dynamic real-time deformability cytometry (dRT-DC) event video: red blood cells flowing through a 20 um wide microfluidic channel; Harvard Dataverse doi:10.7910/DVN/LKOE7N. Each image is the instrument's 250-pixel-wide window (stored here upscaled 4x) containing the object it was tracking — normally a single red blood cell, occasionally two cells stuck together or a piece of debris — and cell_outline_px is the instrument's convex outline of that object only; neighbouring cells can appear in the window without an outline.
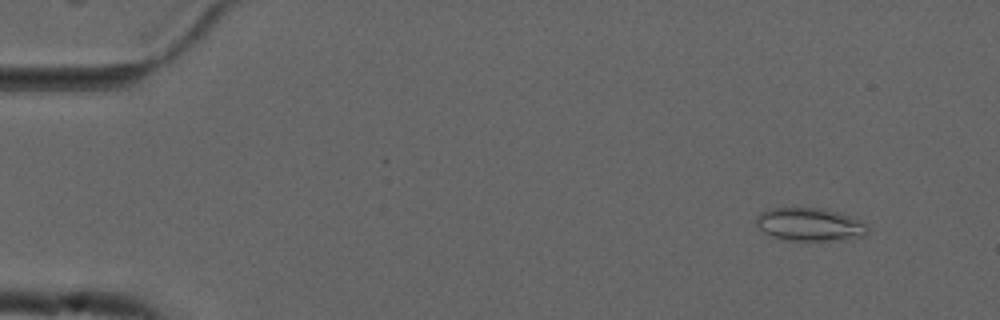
{"species": "common noctule bat (a hibernating species)", "species_latin": "Nyctalus noctula", "temperature_condition": "cold", "stored_images_in_passage": 55, "camera_frame_rate_fps": 3000, "um_per_image_px": 0.085, "animal": {"sex": "male", "forearm_length_mm": 52.5}, "frame": {"image": 1, "passage_image": 5, "time_ms": 1.333, "image_size_px": [1000, 320], "cell_outline_px": [[868, 228], [864, 236], [832, 240], [788, 240], [772, 236], [764, 232], [756, 224], [756, 216], [760, 212], [772, 208], [820, 208], [836, 212], [848, 216], [864, 224]], "centroid_in_image_um": [68.76, 19.07], "position_along_channel_um": 16.2, "area_um2": 20.92}}
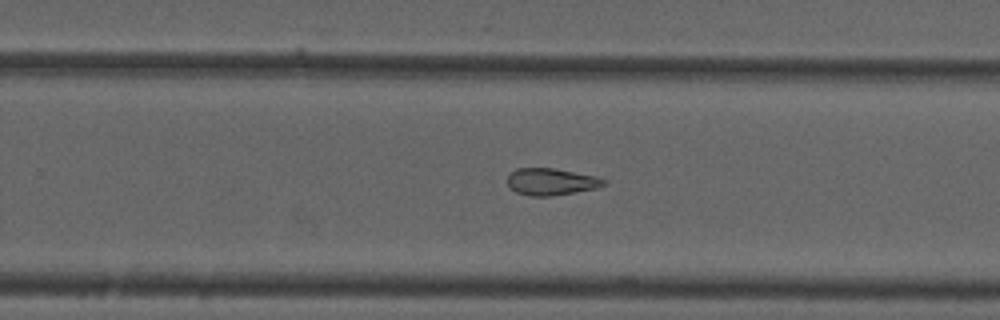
{"frame": {"image": 2, "passage_image": 35, "time_ms": 11.333, "image_size_px": [1000, 320], "cell_outline_px": [[604, 184], [596, 188], [552, 196], [532, 196], [516, 192], [508, 184], [508, 176], [516, 168], [552, 168], [596, 176], [604, 180]], "centroid_in_image_um": [46.82, 15.44], "position_along_channel_um": 283.0, "area_um2": 14.8}}
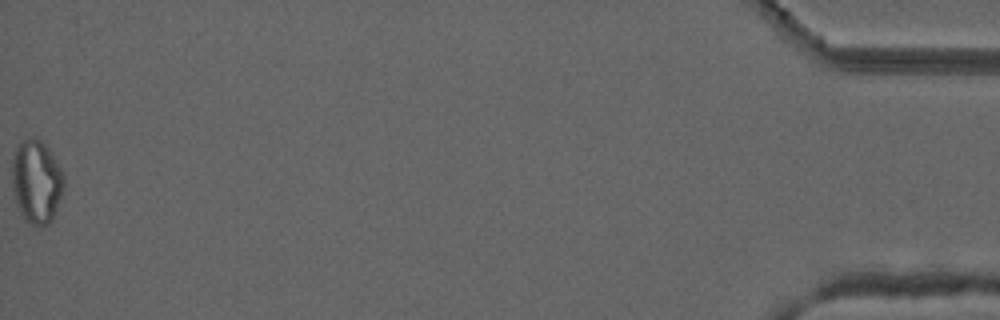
{"frame": {"image": 3, "passage_image": 55, "time_ms": 18.0, "image_size_px": [1000, 320], "cell_outline_px": [[64, 184], [52, 220], [48, 224], [40, 228], [24, 220], [20, 212], [12, 188], [12, 164], [16, 148], [24, 140], [32, 136], [40, 140], [48, 148], [64, 172]], "centroid_in_image_um": [3.1, 15.45], "position_along_channel_um": 432.1, "area_um2": 25.09}, "authors_computed_cell_mechanics": {"area_um2": 18.3804, "velocity_mm_per_s": 3.7348, "shape_relaxation_time_tau1_ms": null, "shape_relaxation_time_tau2_ms": 7.0964, "deformation_change_tau1": null, "deformation_change_tau2": 0.1479}}